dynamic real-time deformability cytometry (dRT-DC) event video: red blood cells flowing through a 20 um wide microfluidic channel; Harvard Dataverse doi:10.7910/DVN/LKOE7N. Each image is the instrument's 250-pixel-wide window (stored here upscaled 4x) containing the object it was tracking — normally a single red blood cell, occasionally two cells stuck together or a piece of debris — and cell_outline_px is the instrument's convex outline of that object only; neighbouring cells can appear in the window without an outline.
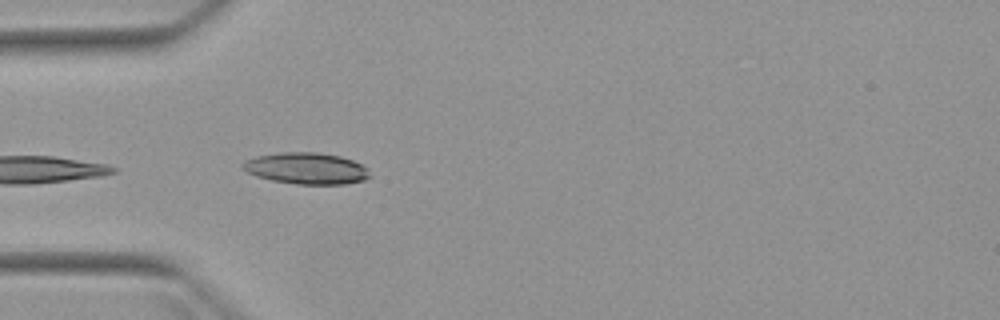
{"species": "Egyptian fruit bat (a non-hibernating species)", "species_latin": "Rousettus aegyptiacus", "temperature_condition": "warm", "stored_images_in_passage": 4, "camera_frame_rate_fps": 3000, "um_per_image_px": 0.085, "animal": {"sex": "female"}, "frame": {"image": 1, "passage_image": 4, "time_ms": 4.333, "image_size_px": [1000, 320], "cell_outline_px": [[372, 176], [364, 180], [344, 184], [296, 184], [272, 180], [256, 176], [248, 172], [240, 164], [244, 160], [256, 156], [280, 152], [316, 152], [340, 156], [352, 160], [368, 168]], "centroid_in_image_um": [26.05, 14.31], "position_along_channel_um": 59.0, "area_um2": 23.35}}